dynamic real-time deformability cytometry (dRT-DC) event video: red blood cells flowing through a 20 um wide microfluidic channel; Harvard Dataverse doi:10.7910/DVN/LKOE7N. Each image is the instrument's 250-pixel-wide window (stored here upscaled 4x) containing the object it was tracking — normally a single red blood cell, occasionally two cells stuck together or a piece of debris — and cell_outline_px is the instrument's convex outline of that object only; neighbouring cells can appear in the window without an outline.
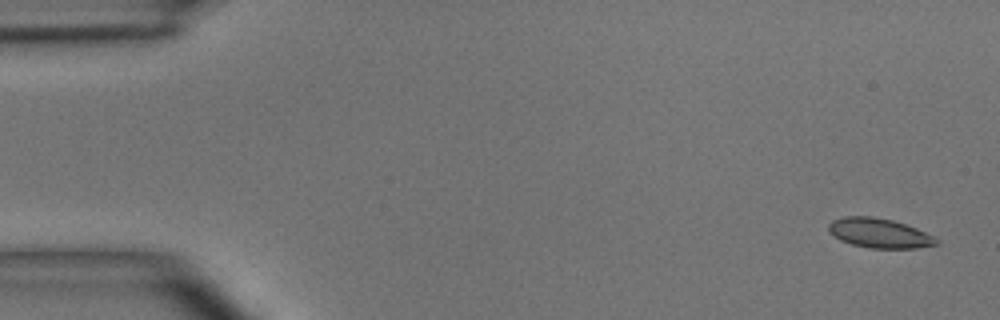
{"species": "common noctule bat (a hibernating species)", "species_latin": "Nyctalus noctula", "temperature_condition": "room temperature", "stored_images_in_passage": 8, "camera_frame_rate_fps": 3000, "um_per_image_px": 0.085, "animal": {"sex": "male", "body_mass_g": 15.6}, "frame": {"image": 1, "passage_image": 1, "time_ms": 0.0, "image_size_px": [1000, 320], "cell_outline_px": [[940, 244], [916, 248], [868, 248], [852, 244], [840, 240], [828, 232], [828, 224], [832, 220], [844, 216], [872, 216], [892, 220], [916, 228], [940, 240]], "centroid_in_image_um": [74.72, 19.81], "position_along_channel_um": 10.3, "area_um2": 18.61}}
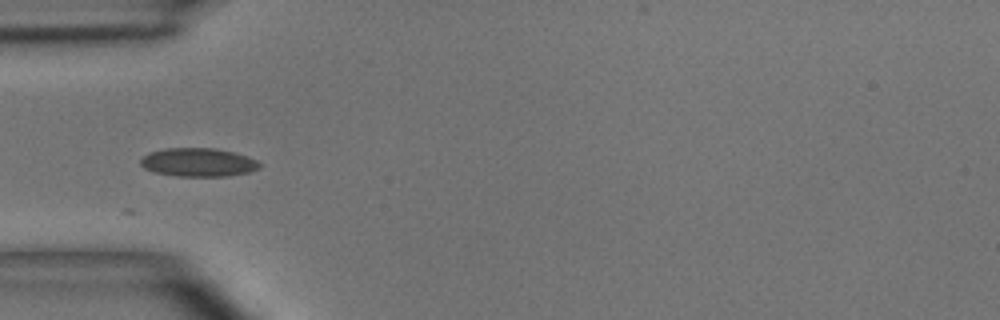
{"frame": {"image": 2, "passage_image": 5, "time_ms": 4.667, "image_size_px": [1000, 320], "cell_outline_px": [[260, 168], [248, 172], [228, 176], [176, 176], [156, 172], [144, 168], [140, 164], [140, 160], [148, 152], [164, 148], [216, 148], [248, 156], [256, 160], [260, 164]], "centroid_in_image_um": [16.84, 13.79], "position_along_channel_um": 68.2, "area_um2": 19.77}}
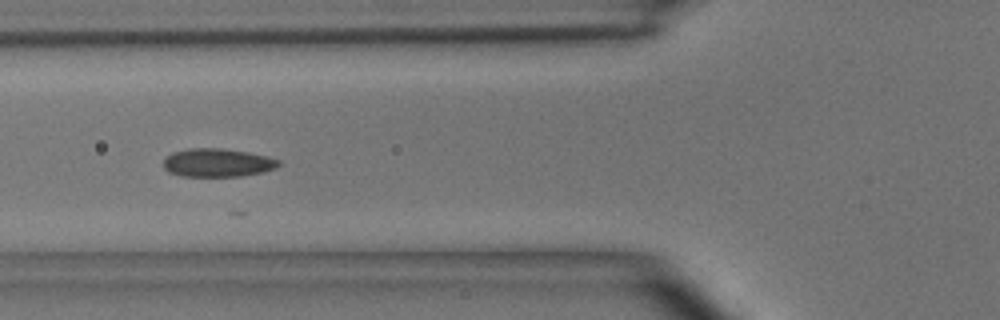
{"frame": {"image": 3, "passage_image": 6, "time_ms": 5.667, "image_size_px": [1000, 320], "cell_outline_px": [[280, 164], [276, 168], [264, 172], [240, 176], [180, 176], [168, 172], [164, 168], [164, 160], [172, 152], [188, 148], [220, 148], [268, 156], [280, 160]], "centroid_in_image_um": [18.48, 13.83], "position_along_channel_um": 107.3, "area_um2": 19.02}}